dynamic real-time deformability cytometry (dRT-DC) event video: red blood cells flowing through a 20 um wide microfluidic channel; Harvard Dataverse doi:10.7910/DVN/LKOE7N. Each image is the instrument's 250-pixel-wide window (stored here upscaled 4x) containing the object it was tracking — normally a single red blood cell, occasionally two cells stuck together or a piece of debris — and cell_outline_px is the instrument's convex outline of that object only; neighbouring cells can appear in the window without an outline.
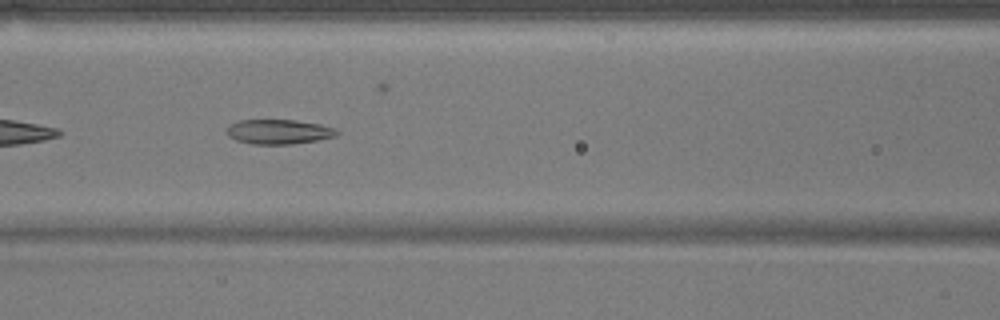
{"species": "common noctule bat (a hibernating species)", "species_latin": "Nyctalus noctula", "temperature_condition": "warm", "stored_images_in_passage": 24, "camera_frame_rate_fps": 3000, "um_per_image_px": 0.085, "animal": {"sex": "male", "body_mass_g": 17.9}, "frame": {"image": 1, "passage_image": 12, "time_ms": 3.667, "image_size_px": [1000, 320], "cell_outline_px": [[340, 132], [336, 136], [316, 140], [292, 144], [252, 144], [236, 140], [228, 136], [228, 128], [232, 124], [240, 120], [296, 120], [320, 124], [336, 128]], "centroid_in_image_um": [23.74, 11.2], "position_along_channel_um": 142.9, "area_um2": 15.72}}
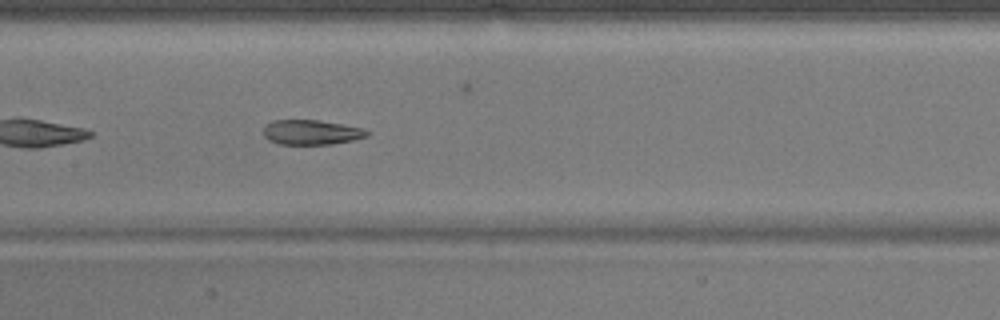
{"frame": {"image": 2, "passage_image": 15, "time_ms": 4.667, "image_size_px": [1000, 320], "cell_outline_px": [[368, 136], [352, 140], [332, 144], [276, 144], [268, 140], [264, 136], [264, 128], [272, 120], [320, 120], [364, 128], [368, 132]], "centroid_in_image_um": [26.46, 11.24], "position_along_channel_um": 180.9, "area_um2": 14.97}}